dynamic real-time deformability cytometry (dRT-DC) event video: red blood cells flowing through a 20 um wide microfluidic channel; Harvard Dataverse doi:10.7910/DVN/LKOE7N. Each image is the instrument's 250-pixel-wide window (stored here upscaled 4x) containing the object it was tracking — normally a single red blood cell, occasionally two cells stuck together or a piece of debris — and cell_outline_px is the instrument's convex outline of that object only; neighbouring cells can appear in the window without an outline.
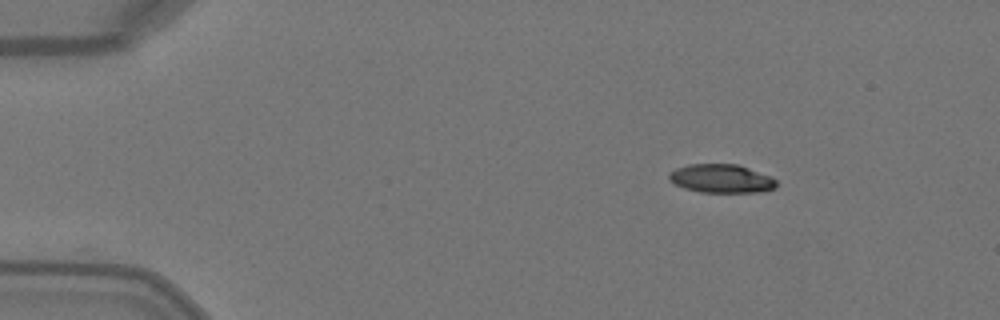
{"species": "Egyptian fruit bat (a non-hibernating species)", "species_latin": "Rousettus aegyptiacus", "temperature_condition": "warm", "stored_images_in_passage": 4, "segment_of_instrument_passage": [1, 2], "camera_frame_rate_fps": 3000, "um_per_image_px": 0.085, "animal": {"sex": "female"}, "frame": {"image": 1, "passage_image": 1, "time_ms": 0.0, "image_size_px": [1000, 320], "cell_outline_px": [[776, 188], [760, 192], [700, 192], [684, 188], [668, 180], [668, 172], [676, 168], [688, 164], [736, 164], [772, 176], [776, 180]], "centroid_in_image_um": [61.3, 15.18], "position_along_channel_um": 23.7, "area_um2": 17.98}}